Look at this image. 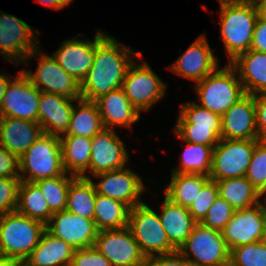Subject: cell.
Instances as JSON below:
<instances>
[{
    "mask_svg": "<svg viewBox=\"0 0 266 266\" xmlns=\"http://www.w3.org/2000/svg\"><path fill=\"white\" fill-rule=\"evenodd\" d=\"M65 173L60 137L43 133L19 158L21 181L36 182Z\"/></svg>",
    "mask_w": 266,
    "mask_h": 266,
    "instance_id": "3",
    "label": "cell"
},
{
    "mask_svg": "<svg viewBox=\"0 0 266 266\" xmlns=\"http://www.w3.org/2000/svg\"><path fill=\"white\" fill-rule=\"evenodd\" d=\"M221 139L260 140L254 96L245 94L221 116Z\"/></svg>",
    "mask_w": 266,
    "mask_h": 266,
    "instance_id": "20",
    "label": "cell"
},
{
    "mask_svg": "<svg viewBox=\"0 0 266 266\" xmlns=\"http://www.w3.org/2000/svg\"><path fill=\"white\" fill-rule=\"evenodd\" d=\"M229 64L237 71L246 94L266 92V53L250 49Z\"/></svg>",
    "mask_w": 266,
    "mask_h": 266,
    "instance_id": "25",
    "label": "cell"
},
{
    "mask_svg": "<svg viewBox=\"0 0 266 266\" xmlns=\"http://www.w3.org/2000/svg\"><path fill=\"white\" fill-rule=\"evenodd\" d=\"M41 91L23 73L19 72L6 88L0 107V117H14L38 122V108Z\"/></svg>",
    "mask_w": 266,
    "mask_h": 266,
    "instance_id": "14",
    "label": "cell"
},
{
    "mask_svg": "<svg viewBox=\"0 0 266 266\" xmlns=\"http://www.w3.org/2000/svg\"><path fill=\"white\" fill-rule=\"evenodd\" d=\"M219 197V189L215 180L209 179L200 190L196 200L188 208L193 219L200 223L206 216L208 210Z\"/></svg>",
    "mask_w": 266,
    "mask_h": 266,
    "instance_id": "38",
    "label": "cell"
},
{
    "mask_svg": "<svg viewBox=\"0 0 266 266\" xmlns=\"http://www.w3.org/2000/svg\"><path fill=\"white\" fill-rule=\"evenodd\" d=\"M130 208L123 202L96 194L94 222L99 231L128 227Z\"/></svg>",
    "mask_w": 266,
    "mask_h": 266,
    "instance_id": "31",
    "label": "cell"
},
{
    "mask_svg": "<svg viewBox=\"0 0 266 266\" xmlns=\"http://www.w3.org/2000/svg\"><path fill=\"white\" fill-rule=\"evenodd\" d=\"M68 175L65 172L63 175L41 179L35 182L44 195L52 213L66 210L70 182L76 177L74 175Z\"/></svg>",
    "mask_w": 266,
    "mask_h": 266,
    "instance_id": "36",
    "label": "cell"
},
{
    "mask_svg": "<svg viewBox=\"0 0 266 266\" xmlns=\"http://www.w3.org/2000/svg\"><path fill=\"white\" fill-rule=\"evenodd\" d=\"M219 196L235 210L250 208L260 203L258 190L243 177L216 181Z\"/></svg>",
    "mask_w": 266,
    "mask_h": 266,
    "instance_id": "34",
    "label": "cell"
},
{
    "mask_svg": "<svg viewBox=\"0 0 266 266\" xmlns=\"http://www.w3.org/2000/svg\"><path fill=\"white\" fill-rule=\"evenodd\" d=\"M94 38V61L80 83L81 97L87 101H95L100 96L121 88L134 58L137 57L138 61L143 57L142 52H134L102 31L97 32Z\"/></svg>",
    "mask_w": 266,
    "mask_h": 266,
    "instance_id": "1",
    "label": "cell"
},
{
    "mask_svg": "<svg viewBox=\"0 0 266 266\" xmlns=\"http://www.w3.org/2000/svg\"><path fill=\"white\" fill-rule=\"evenodd\" d=\"M36 31L23 20L0 12V54L5 61L26 64L39 53Z\"/></svg>",
    "mask_w": 266,
    "mask_h": 266,
    "instance_id": "9",
    "label": "cell"
},
{
    "mask_svg": "<svg viewBox=\"0 0 266 266\" xmlns=\"http://www.w3.org/2000/svg\"><path fill=\"white\" fill-rule=\"evenodd\" d=\"M94 102L97 104L104 128H131L132 123L140 119L141 114L126 97L122 87L100 96Z\"/></svg>",
    "mask_w": 266,
    "mask_h": 266,
    "instance_id": "23",
    "label": "cell"
},
{
    "mask_svg": "<svg viewBox=\"0 0 266 266\" xmlns=\"http://www.w3.org/2000/svg\"><path fill=\"white\" fill-rule=\"evenodd\" d=\"M91 143L89 171L93 176L126 167L129 155L114 129L103 128Z\"/></svg>",
    "mask_w": 266,
    "mask_h": 266,
    "instance_id": "16",
    "label": "cell"
},
{
    "mask_svg": "<svg viewBox=\"0 0 266 266\" xmlns=\"http://www.w3.org/2000/svg\"><path fill=\"white\" fill-rule=\"evenodd\" d=\"M60 142L64 171L76 177L89 178L86 172L89 170L91 158V138L63 135L60 137Z\"/></svg>",
    "mask_w": 266,
    "mask_h": 266,
    "instance_id": "28",
    "label": "cell"
},
{
    "mask_svg": "<svg viewBox=\"0 0 266 266\" xmlns=\"http://www.w3.org/2000/svg\"><path fill=\"white\" fill-rule=\"evenodd\" d=\"M234 212L235 209L219 196L200 224L204 227L222 231L232 218Z\"/></svg>",
    "mask_w": 266,
    "mask_h": 266,
    "instance_id": "40",
    "label": "cell"
},
{
    "mask_svg": "<svg viewBox=\"0 0 266 266\" xmlns=\"http://www.w3.org/2000/svg\"><path fill=\"white\" fill-rule=\"evenodd\" d=\"M212 51L206 37L199 36L169 70L197 83L219 67L218 58Z\"/></svg>",
    "mask_w": 266,
    "mask_h": 266,
    "instance_id": "19",
    "label": "cell"
},
{
    "mask_svg": "<svg viewBox=\"0 0 266 266\" xmlns=\"http://www.w3.org/2000/svg\"><path fill=\"white\" fill-rule=\"evenodd\" d=\"M261 140L266 144V133L261 137Z\"/></svg>",
    "mask_w": 266,
    "mask_h": 266,
    "instance_id": "56",
    "label": "cell"
},
{
    "mask_svg": "<svg viewBox=\"0 0 266 266\" xmlns=\"http://www.w3.org/2000/svg\"><path fill=\"white\" fill-rule=\"evenodd\" d=\"M41 92L53 93L71 99H82L80 83L65 72L57 61L46 53L39 56L36 71L21 70Z\"/></svg>",
    "mask_w": 266,
    "mask_h": 266,
    "instance_id": "12",
    "label": "cell"
},
{
    "mask_svg": "<svg viewBox=\"0 0 266 266\" xmlns=\"http://www.w3.org/2000/svg\"><path fill=\"white\" fill-rule=\"evenodd\" d=\"M96 194L90 177H75L68 189L66 211L93 220Z\"/></svg>",
    "mask_w": 266,
    "mask_h": 266,
    "instance_id": "33",
    "label": "cell"
},
{
    "mask_svg": "<svg viewBox=\"0 0 266 266\" xmlns=\"http://www.w3.org/2000/svg\"><path fill=\"white\" fill-rule=\"evenodd\" d=\"M159 218L168 240L177 250L186 242L187 237L197 224L188 208L173 203L166 196Z\"/></svg>",
    "mask_w": 266,
    "mask_h": 266,
    "instance_id": "26",
    "label": "cell"
},
{
    "mask_svg": "<svg viewBox=\"0 0 266 266\" xmlns=\"http://www.w3.org/2000/svg\"><path fill=\"white\" fill-rule=\"evenodd\" d=\"M13 260H14V258L0 254V266H11V262Z\"/></svg>",
    "mask_w": 266,
    "mask_h": 266,
    "instance_id": "51",
    "label": "cell"
},
{
    "mask_svg": "<svg viewBox=\"0 0 266 266\" xmlns=\"http://www.w3.org/2000/svg\"><path fill=\"white\" fill-rule=\"evenodd\" d=\"M258 18L266 22V0H253Z\"/></svg>",
    "mask_w": 266,
    "mask_h": 266,
    "instance_id": "47",
    "label": "cell"
},
{
    "mask_svg": "<svg viewBox=\"0 0 266 266\" xmlns=\"http://www.w3.org/2000/svg\"><path fill=\"white\" fill-rule=\"evenodd\" d=\"M46 230V226L17 211L0 216V254L27 259Z\"/></svg>",
    "mask_w": 266,
    "mask_h": 266,
    "instance_id": "5",
    "label": "cell"
},
{
    "mask_svg": "<svg viewBox=\"0 0 266 266\" xmlns=\"http://www.w3.org/2000/svg\"><path fill=\"white\" fill-rule=\"evenodd\" d=\"M266 219V205L261 202L250 208L235 210L221 231L229 250L260 241Z\"/></svg>",
    "mask_w": 266,
    "mask_h": 266,
    "instance_id": "18",
    "label": "cell"
},
{
    "mask_svg": "<svg viewBox=\"0 0 266 266\" xmlns=\"http://www.w3.org/2000/svg\"><path fill=\"white\" fill-rule=\"evenodd\" d=\"M36 1L44 4L45 6L47 5L51 10L52 9L61 10L64 7H66L63 4L62 0H36Z\"/></svg>",
    "mask_w": 266,
    "mask_h": 266,
    "instance_id": "49",
    "label": "cell"
},
{
    "mask_svg": "<svg viewBox=\"0 0 266 266\" xmlns=\"http://www.w3.org/2000/svg\"><path fill=\"white\" fill-rule=\"evenodd\" d=\"M16 211L45 226L53 215L38 185L29 181L20 182Z\"/></svg>",
    "mask_w": 266,
    "mask_h": 266,
    "instance_id": "30",
    "label": "cell"
},
{
    "mask_svg": "<svg viewBox=\"0 0 266 266\" xmlns=\"http://www.w3.org/2000/svg\"><path fill=\"white\" fill-rule=\"evenodd\" d=\"M94 247L112 266H143L145 262L146 257L128 227L99 231Z\"/></svg>",
    "mask_w": 266,
    "mask_h": 266,
    "instance_id": "13",
    "label": "cell"
},
{
    "mask_svg": "<svg viewBox=\"0 0 266 266\" xmlns=\"http://www.w3.org/2000/svg\"><path fill=\"white\" fill-rule=\"evenodd\" d=\"M173 132L184 142L215 147L221 139V116L188 101L181 105Z\"/></svg>",
    "mask_w": 266,
    "mask_h": 266,
    "instance_id": "6",
    "label": "cell"
},
{
    "mask_svg": "<svg viewBox=\"0 0 266 266\" xmlns=\"http://www.w3.org/2000/svg\"><path fill=\"white\" fill-rule=\"evenodd\" d=\"M245 177L257 190L266 181V144L261 139L256 143Z\"/></svg>",
    "mask_w": 266,
    "mask_h": 266,
    "instance_id": "39",
    "label": "cell"
},
{
    "mask_svg": "<svg viewBox=\"0 0 266 266\" xmlns=\"http://www.w3.org/2000/svg\"><path fill=\"white\" fill-rule=\"evenodd\" d=\"M87 41L76 39L65 40L52 57L62 69L81 83L94 61L95 39Z\"/></svg>",
    "mask_w": 266,
    "mask_h": 266,
    "instance_id": "22",
    "label": "cell"
},
{
    "mask_svg": "<svg viewBox=\"0 0 266 266\" xmlns=\"http://www.w3.org/2000/svg\"><path fill=\"white\" fill-rule=\"evenodd\" d=\"M77 99L41 92L38 108V123L43 133L61 137L67 133L73 111L72 102Z\"/></svg>",
    "mask_w": 266,
    "mask_h": 266,
    "instance_id": "21",
    "label": "cell"
},
{
    "mask_svg": "<svg viewBox=\"0 0 266 266\" xmlns=\"http://www.w3.org/2000/svg\"><path fill=\"white\" fill-rule=\"evenodd\" d=\"M219 3H222V2H241L243 0H218Z\"/></svg>",
    "mask_w": 266,
    "mask_h": 266,
    "instance_id": "54",
    "label": "cell"
},
{
    "mask_svg": "<svg viewBox=\"0 0 266 266\" xmlns=\"http://www.w3.org/2000/svg\"><path fill=\"white\" fill-rule=\"evenodd\" d=\"M251 50L266 53V22L257 18L255 23Z\"/></svg>",
    "mask_w": 266,
    "mask_h": 266,
    "instance_id": "46",
    "label": "cell"
},
{
    "mask_svg": "<svg viewBox=\"0 0 266 266\" xmlns=\"http://www.w3.org/2000/svg\"><path fill=\"white\" fill-rule=\"evenodd\" d=\"M0 178H20L19 158L0 145Z\"/></svg>",
    "mask_w": 266,
    "mask_h": 266,
    "instance_id": "44",
    "label": "cell"
},
{
    "mask_svg": "<svg viewBox=\"0 0 266 266\" xmlns=\"http://www.w3.org/2000/svg\"><path fill=\"white\" fill-rule=\"evenodd\" d=\"M194 266H229L230 250L221 231L197 223L178 249Z\"/></svg>",
    "mask_w": 266,
    "mask_h": 266,
    "instance_id": "8",
    "label": "cell"
},
{
    "mask_svg": "<svg viewBox=\"0 0 266 266\" xmlns=\"http://www.w3.org/2000/svg\"><path fill=\"white\" fill-rule=\"evenodd\" d=\"M258 195L260 201L262 200V196H265V198L263 197V201L261 203L266 205V181L263 186L258 190Z\"/></svg>",
    "mask_w": 266,
    "mask_h": 266,
    "instance_id": "52",
    "label": "cell"
},
{
    "mask_svg": "<svg viewBox=\"0 0 266 266\" xmlns=\"http://www.w3.org/2000/svg\"><path fill=\"white\" fill-rule=\"evenodd\" d=\"M11 266H34L28 259H14Z\"/></svg>",
    "mask_w": 266,
    "mask_h": 266,
    "instance_id": "50",
    "label": "cell"
},
{
    "mask_svg": "<svg viewBox=\"0 0 266 266\" xmlns=\"http://www.w3.org/2000/svg\"><path fill=\"white\" fill-rule=\"evenodd\" d=\"M20 178H0V216L16 211Z\"/></svg>",
    "mask_w": 266,
    "mask_h": 266,
    "instance_id": "41",
    "label": "cell"
},
{
    "mask_svg": "<svg viewBox=\"0 0 266 266\" xmlns=\"http://www.w3.org/2000/svg\"><path fill=\"white\" fill-rule=\"evenodd\" d=\"M12 79H13L12 77L10 79L8 78V75L5 76V74L0 73V107L3 101V97L5 95V92H6V88Z\"/></svg>",
    "mask_w": 266,
    "mask_h": 266,
    "instance_id": "48",
    "label": "cell"
},
{
    "mask_svg": "<svg viewBox=\"0 0 266 266\" xmlns=\"http://www.w3.org/2000/svg\"><path fill=\"white\" fill-rule=\"evenodd\" d=\"M104 128L97 104L80 99L73 106L71 120L65 135L94 137Z\"/></svg>",
    "mask_w": 266,
    "mask_h": 266,
    "instance_id": "32",
    "label": "cell"
},
{
    "mask_svg": "<svg viewBox=\"0 0 266 266\" xmlns=\"http://www.w3.org/2000/svg\"><path fill=\"white\" fill-rule=\"evenodd\" d=\"M219 4L220 36L231 62L238 55L250 50L258 14L253 1Z\"/></svg>",
    "mask_w": 266,
    "mask_h": 266,
    "instance_id": "2",
    "label": "cell"
},
{
    "mask_svg": "<svg viewBox=\"0 0 266 266\" xmlns=\"http://www.w3.org/2000/svg\"><path fill=\"white\" fill-rule=\"evenodd\" d=\"M128 228L145 257L177 251L170 243L157 214L146 203L129 210Z\"/></svg>",
    "mask_w": 266,
    "mask_h": 266,
    "instance_id": "7",
    "label": "cell"
},
{
    "mask_svg": "<svg viewBox=\"0 0 266 266\" xmlns=\"http://www.w3.org/2000/svg\"><path fill=\"white\" fill-rule=\"evenodd\" d=\"M143 266H194V265L177 250L169 254L146 257Z\"/></svg>",
    "mask_w": 266,
    "mask_h": 266,
    "instance_id": "43",
    "label": "cell"
},
{
    "mask_svg": "<svg viewBox=\"0 0 266 266\" xmlns=\"http://www.w3.org/2000/svg\"><path fill=\"white\" fill-rule=\"evenodd\" d=\"M229 266H266V246L257 241L232 248Z\"/></svg>",
    "mask_w": 266,
    "mask_h": 266,
    "instance_id": "37",
    "label": "cell"
},
{
    "mask_svg": "<svg viewBox=\"0 0 266 266\" xmlns=\"http://www.w3.org/2000/svg\"><path fill=\"white\" fill-rule=\"evenodd\" d=\"M101 179L94 183L97 194L119 200L126 204L130 209L144 202L140 195L145 192L146 187L138 174H135L130 168L108 171L95 175Z\"/></svg>",
    "mask_w": 266,
    "mask_h": 266,
    "instance_id": "15",
    "label": "cell"
},
{
    "mask_svg": "<svg viewBox=\"0 0 266 266\" xmlns=\"http://www.w3.org/2000/svg\"><path fill=\"white\" fill-rule=\"evenodd\" d=\"M46 230L75 250L94 247L99 232L94 220L80 217L66 210L53 213L46 225Z\"/></svg>",
    "mask_w": 266,
    "mask_h": 266,
    "instance_id": "17",
    "label": "cell"
},
{
    "mask_svg": "<svg viewBox=\"0 0 266 266\" xmlns=\"http://www.w3.org/2000/svg\"><path fill=\"white\" fill-rule=\"evenodd\" d=\"M258 141L220 139L213 149L210 179L219 181L245 176Z\"/></svg>",
    "mask_w": 266,
    "mask_h": 266,
    "instance_id": "10",
    "label": "cell"
},
{
    "mask_svg": "<svg viewBox=\"0 0 266 266\" xmlns=\"http://www.w3.org/2000/svg\"><path fill=\"white\" fill-rule=\"evenodd\" d=\"M254 96L256 128L261 138L266 133V92Z\"/></svg>",
    "mask_w": 266,
    "mask_h": 266,
    "instance_id": "45",
    "label": "cell"
},
{
    "mask_svg": "<svg viewBox=\"0 0 266 266\" xmlns=\"http://www.w3.org/2000/svg\"><path fill=\"white\" fill-rule=\"evenodd\" d=\"M43 134L38 122L0 117V145L20 158Z\"/></svg>",
    "mask_w": 266,
    "mask_h": 266,
    "instance_id": "24",
    "label": "cell"
},
{
    "mask_svg": "<svg viewBox=\"0 0 266 266\" xmlns=\"http://www.w3.org/2000/svg\"><path fill=\"white\" fill-rule=\"evenodd\" d=\"M126 97L140 113L147 111L165 95L166 84L151 69L149 64L134 61L123 81Z\"/></svg>",
    "mask_w": 266,
    "mask_h": 266,
    "instance_id": "11",
    "label": "cell"
},
{
    "mask_svg": "<svg viewBox=\"0 0 266 266\" xmlns=\"http://www.w3.org/2000/svg\"><path fill=\"white\" fill-rule=\"evenodd\" d=\"M185 143L187 145L181 154L180 167L173 169L172 173L204 174L209 176L214 147Z\"/></svg>",
    "mask_w": 266,
    "mask_h": 266,
    "instance_id": "35",
    "label": "cell"
},
{
    "mask_svg": "<svg viewBox=\"0 0 266 266\" xmlns=\"http://www.w3.org/2000/svg\"><path fill=\"white\" fill-rule=\"evenodd\" d=\"M63 1V4L65 6H68V4H70L71 2H73V0H62Z\"/></svg>",
    "mask_w": 266,
    "mask_h": 266,
    "instance_id": "55",
    "label": "cell"
},
{
    "mask_svg": "<svg viewBox=\"0 0 266 266\" xmlns=\"http://www.w3.org/2000/svg\"><path fill=\"white\" fill-rule=\"evenodd\" d=\"M209 179L204 174L172 173L165 196L173 203L189 208Z\"/></svg>",
    "mask_w": 266,
    "mask_h": 266,
    "instance_id": "29",
    "label": "cell"
},
{
    "mask_svg": "<svg viewBox=\"0 0 266 266\" xmlns=\"http://www.w3.org/2000/svg\"><path fill=\"white\" fill-rule=\"evenodd\" d=\"M74 248L45 230L27 258L34 266H70Z\"/></svg>",
    "mask_w": 266,
    "mask_h": 266,
    "instance_id": "27",
    "label": "cell"
},
{
    "mask_svg": "<svg viewBox=\"0 0 266 266\" xmlns=\"http://www.w3.org/2000/svg\"><path fill=\"white\" fill-rule=\"evenodd\" d=\"M260 241L266 246V219L264 222L263 231H262Z\"/></svg>",
    "mask_w": 266,
    "mask_h": 266,
    "instance_id": "53",
    "label": "cell"
},
{
    "mask_svg": "<svg viewBox=\"0 0 266 266\" xmlns=\"http://www.w3.org/2000/svg\"><path fill=\"white\" fill-rule=\"evenodd\" d=\"M237 75V71L228 64L222 68L218 67L197 82L195 90L200 100L197 104L222 116L246 94Z\"/></svg>",
    "mask_w": 266,
    "mask_h": 266,
    "instance_id": "4",
    "label": "cell"
},
{
    "mask_svg": "<svg viewBox=\"0 0 266 266\" xmlns=\"http://www.w3.org/2000/svg\"><path fill=\"white\" fill-rule=\"evenodd\" d=\"M70 266H112L95 247L74 250Z\"/></svg>",
    "mask_w": 266,
    "mask_h": 266,
    "instance_id": "42",
    "label": "cell"
}]
</instances>
